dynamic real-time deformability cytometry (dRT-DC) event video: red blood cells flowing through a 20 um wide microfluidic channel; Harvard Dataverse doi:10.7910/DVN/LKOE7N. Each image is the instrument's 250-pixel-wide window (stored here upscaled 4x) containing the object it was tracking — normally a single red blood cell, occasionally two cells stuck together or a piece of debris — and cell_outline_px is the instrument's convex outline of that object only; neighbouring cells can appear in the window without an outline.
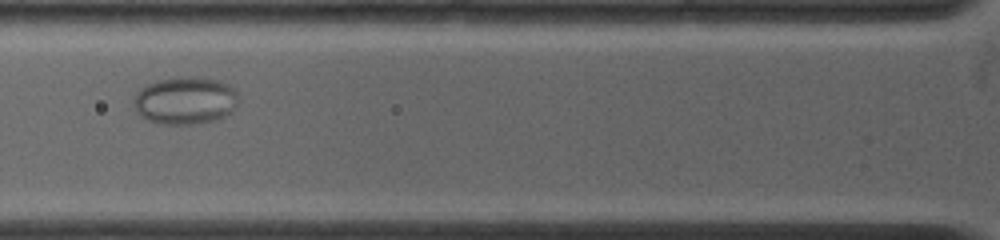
{"species": "common noctule bat (a hibernating species)", "species_latin": "Nyctalus noctula", "temperature_condition": "warm", "stored_images_in_passage": 12, "camera_frame_rate_fps": 4500, "um_per_image_px": 0.085, "animal": {"sex": "female", "body_mass_g": 19.0, "forearm_length_mm": 53.3}, "frame": {"image": 1, "passage_image": 10, "time_ms": 4.667, "image_size_px": [1000, 240], "cell_outline_px": [[236, 104], [232, 112], [216, 120], [196, 124], [164, 124], [148, 120], [140, 116], [136, 112], [136, 92], [140, 88], [148, 84], [160, 80], [188, 76], [196, 76], [220, 80], [228, 84], [236, 92]], "centroid_in_image_um": [15.76, 8.54], "position_along_channel_um": 110.0, "area_um2": 28.84}}